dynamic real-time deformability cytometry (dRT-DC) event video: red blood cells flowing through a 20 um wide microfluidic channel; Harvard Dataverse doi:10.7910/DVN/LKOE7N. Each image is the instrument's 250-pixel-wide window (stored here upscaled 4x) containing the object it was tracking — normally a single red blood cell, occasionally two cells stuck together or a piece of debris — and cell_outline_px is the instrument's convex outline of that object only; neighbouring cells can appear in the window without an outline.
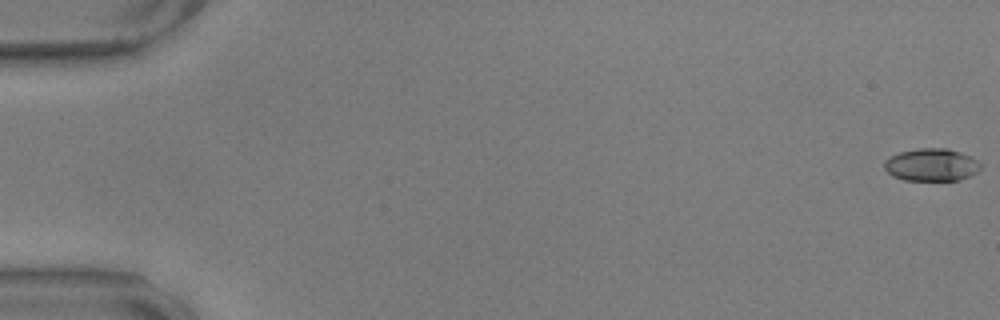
{"species": "common noctule bat (a hibernating species)", "species_latin": "Nyctalus noctula", "temperature_condition": "warm", "stored_images_in_passage": 58, "camera_frame_rate_fps": 3000, "um_per_image_px": 0.085, "animal": {"sex": "male", "body_mass_g": 17.9, "forearm_length_mm": 54.2}, "frame": {"image": 1, "passage_image": 1, "time_ms": 0.0, "image_size_px": [1000, 320], "cell_outline_px": [[980, 168], [976, 172], [960, 180], [904, 180], [892, 176], [884, 168], [884, 160], [900, 152], [920, 148], [948, 148], [960, 152], [976, 160], [980, 164]], "centroid_in_image_um": [79.14, 14.01], "position_along_channel_um": 5.9, "area_um2": 18.09}}
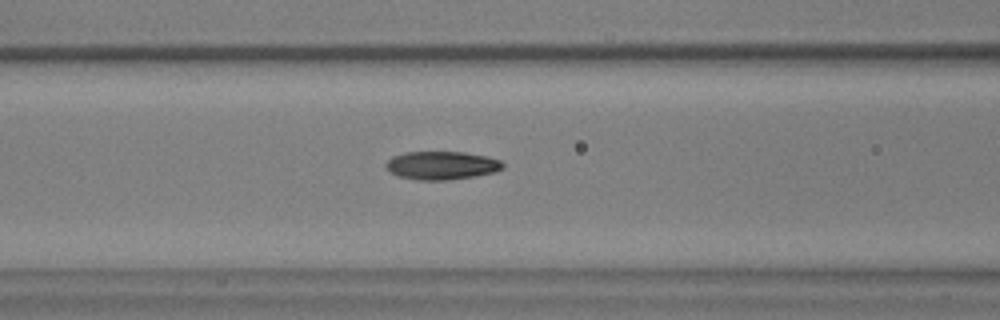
{"frame": {"image": 2, "passage_image": 25, "time_ms": 8.0, "image_size_px": [1000, 320], "cell_outline_px": [[504, 168], [496, 172], [476, 176], [448, 180], [416, 180], [400, 176], [388, 172], [384, 168], [384, 164], [392, 156], [404, 152], [464, 152], [488, 156], [500, 160], [504, 164]], "centroid_in_image_um": [37.53, 14.06], "position_along_channel_um": 129.1, "area_um2": 19.59}}
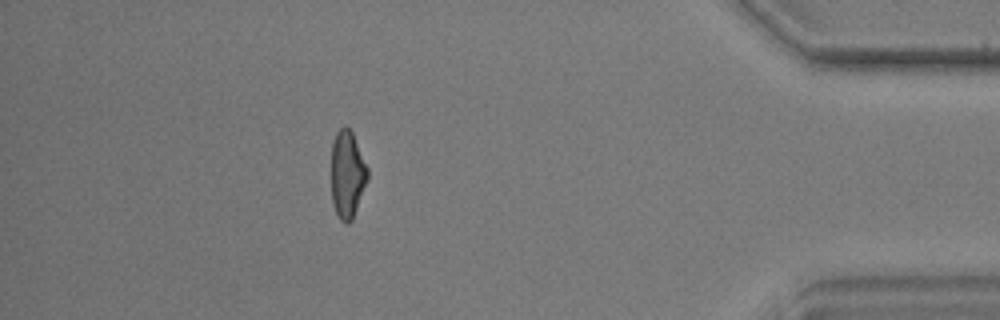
{"frame": {"image": 3, "passage_image": 52, "time_ms": 17.0, "image_size_px": [1000, 320], "cell_outline_px": [[368, 180], [352, 220], [348, 224], [344, 224], [340, 220], [332, 204], [332, 140], [336, 132], [344, 124], [352, 132], [368, 168]], "centroid_in_image_um": [29.52, 14.83], "position_along_channel_um": 405.7, "area_um2": 18.61}, "authors_computed_cell_mechanics": {"area_um2": 19.0162, "velocity_mm_per_s": 3.5558, "shape_relaxation_time_tau1_ms": 4.8567, "shape_relaxation_time_tau2_ms": 1.8398, "deformation_change_tau1": 0.1932, "deformation_change_tau2": 0.0833}}